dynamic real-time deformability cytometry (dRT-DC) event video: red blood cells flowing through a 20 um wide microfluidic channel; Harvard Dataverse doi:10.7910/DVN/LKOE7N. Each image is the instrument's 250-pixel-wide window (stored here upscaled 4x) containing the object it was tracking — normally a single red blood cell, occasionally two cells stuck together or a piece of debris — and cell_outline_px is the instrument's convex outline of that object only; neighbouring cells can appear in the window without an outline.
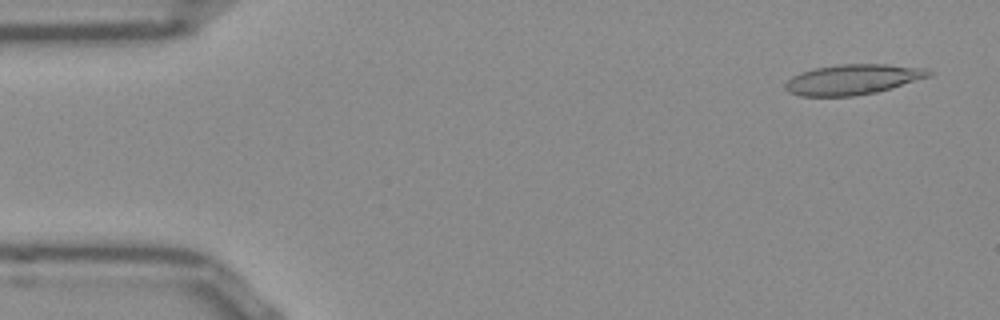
{"species": "Egyptian fruit bat (a non-hibernating species)", "species_latin": "Rousettus aegyptiacus", "temperature_condition": "room temperature", "stored_images_in_passage": 50, "camera_frame_rate_fps": 3000, "um_per_image_px": 0.085, "frame": {"image": 1, "passage_image": 1, "time_ms": 0.0, "image_size_px": [1000, 320], "cell_outline_px": [[932, 76], [892, 88], [876, 92], [856, 96], [800, 96], [788, 92], [784, 88], [784, 84], [792, 76], [800, 72], [816, 68], [840, 64], [884, 64], [924, 68], [932, 72]], "centroid_in_image_um": [72.48, 6.76], "position_along_channel_um": 12.5, "area_um2": 25.37}}
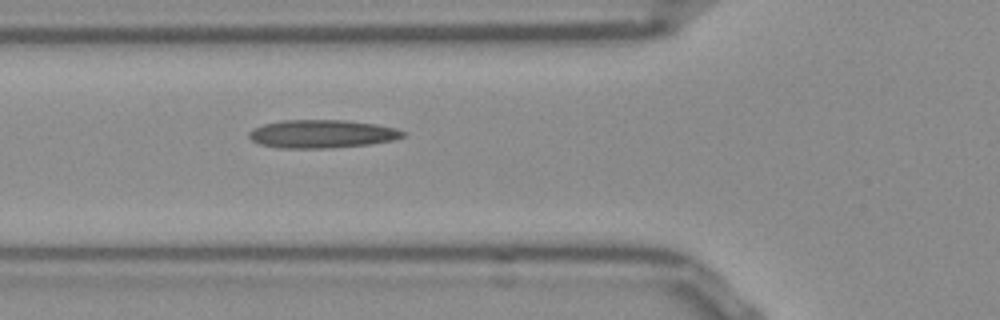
{"frame": {"image": 2, "passage_image": 16, "time_ms": 5.0, "image_size_px": [1000, 320], "cell_outline_px": [[408, 132], [404, 136], [392, 140], [368, 144], [328, 148], [280, 148], [260, 144], [252, 140], [248, 136], [248, 132], [252, 128], [264, 124], [280, 120], [348, 120], [376, 124], [396, 128]], "centroid_in_image_um": [27.36, 11.37], "position_along_channel_um": 98.4, "area_um2": 25.37}}
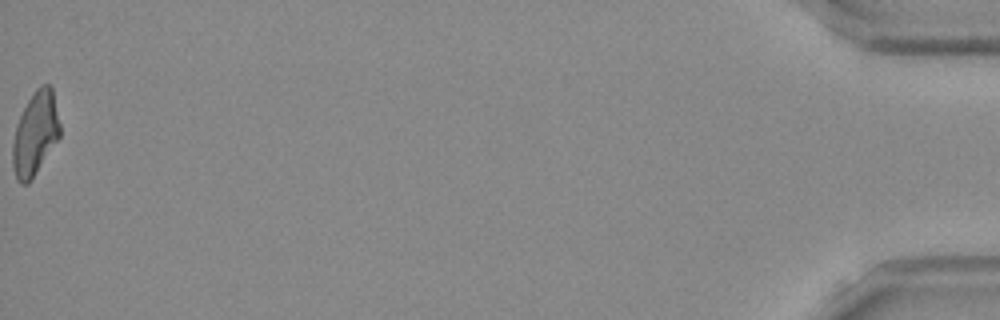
{"frame": {"image": 3, "passage_image": 50, "time_ms": 16.333, "image_size_px": [1000, 320], "cell_outline_px": [[60, 136], [32, 180], [28, 184], [20, 184], [16, 180], [12, 168], [12, 144], [16, 124], [28, 100], [36, 88], [40, 84], [48, 84], [52, 88], [60, 124]], "centroid_in_image_um": [2.98, 11.4], "position_along_channel_um": 432.2, "area_um2": 23.18}, "authors_computed_cell_mechanics": {"area_um2": 24.0159, "velocity_mm_per_s": 3.8839, "shape_relaxation_time_tau1_ms": null, "shape_relaxation_time_tau2_ms": 4.371, "deformation_change_tau1": null, "deformation_change_tau2": 0.1665}}